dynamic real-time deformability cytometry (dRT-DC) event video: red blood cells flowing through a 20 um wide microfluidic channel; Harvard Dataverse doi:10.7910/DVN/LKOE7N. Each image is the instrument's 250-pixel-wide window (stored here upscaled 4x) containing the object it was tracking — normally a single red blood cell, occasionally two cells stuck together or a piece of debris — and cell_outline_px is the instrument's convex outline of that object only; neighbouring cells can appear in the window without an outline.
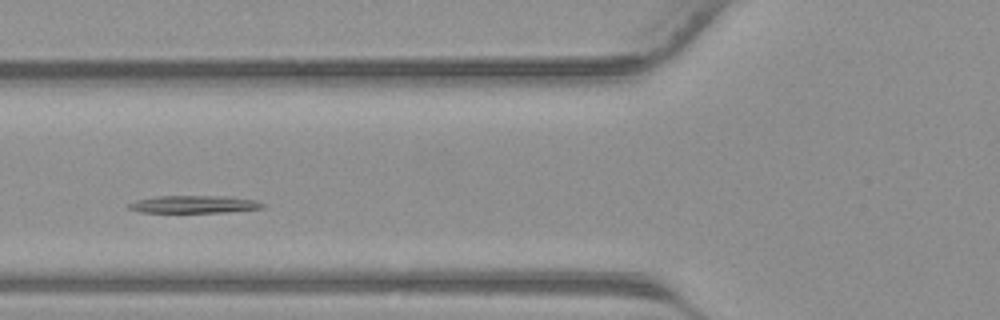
{"species": "common noctule bat (a hibernating species)", "species_latin": "Nyctalus noctula", "temperature_condition": "warm", "stored_images_in_passage": 34, "camera_frame_rate_fps": 3000, "um_per_image_px": 0.085, "animal": {"sex": "male", "body_mass_g": 23.1, "forearm_length_mm": 52.7}, "frame": {"image": 1, "passage_image": 8, "time_ms": 2.333, "image_size_px": [1000, 320], "cell_outline_px": [[264, 204], [260, 208], [224, 212], [140, 212], [128, 208], [124, 204], [136, 200], [156, 196], [224, 196], [256, 200]], "centroid_in_image_um": [16.39, 17.36], "position_along_channel_um": 109.4, "area_um2": 13.53}}
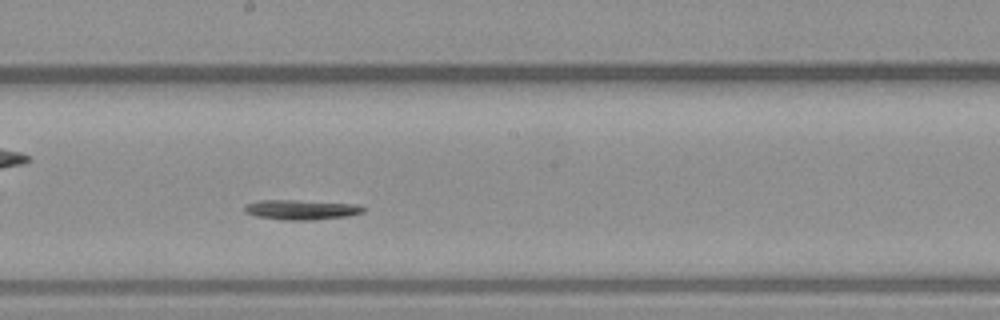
{"frame": {"image": 2, "passage_image": 15, "time_ms": 4.667, "image_size_px": [1000, 320], "cell_outline_px": [[368, 208], [364, 212], [348, 216], [312, 220], [284, 220], [256, 216], [244, 212], [244, 208], [248, 204], [260, 200], [292, 200], [360, 204]], "centroid_in_image_um": [25.68, 17.82], "position_along_channel_um": 222.5, "area_um2": 13.81}}
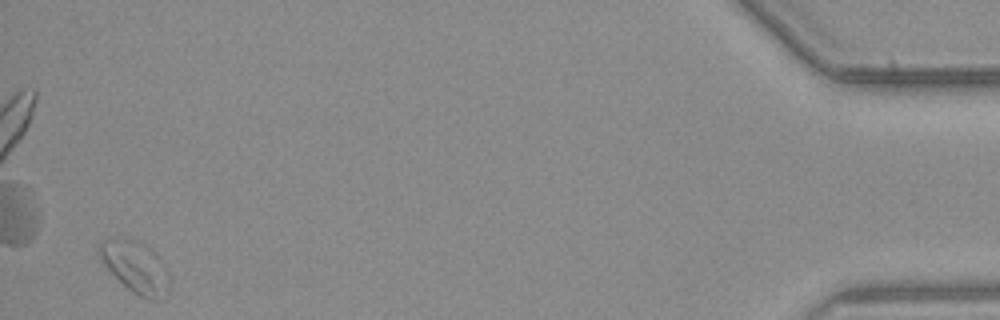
{"frame": {"image": 3, "passage_image": 33, "time_ms": 10.667, "image_size_px": [1000, 320], "cell_outline_px": [[168, 296], [156, 300], [148, 300], [140, 296], [128, 288], [100, 260], [96, 252], [96, 248], [104, 240], [132, 240], [144, 244], [152, 248], [164, 264], [168, 276]], "centroid_in_image_um": [11.54, 22.72], "position_along_channel_um": 423.7, "area_um2": 20.69}}